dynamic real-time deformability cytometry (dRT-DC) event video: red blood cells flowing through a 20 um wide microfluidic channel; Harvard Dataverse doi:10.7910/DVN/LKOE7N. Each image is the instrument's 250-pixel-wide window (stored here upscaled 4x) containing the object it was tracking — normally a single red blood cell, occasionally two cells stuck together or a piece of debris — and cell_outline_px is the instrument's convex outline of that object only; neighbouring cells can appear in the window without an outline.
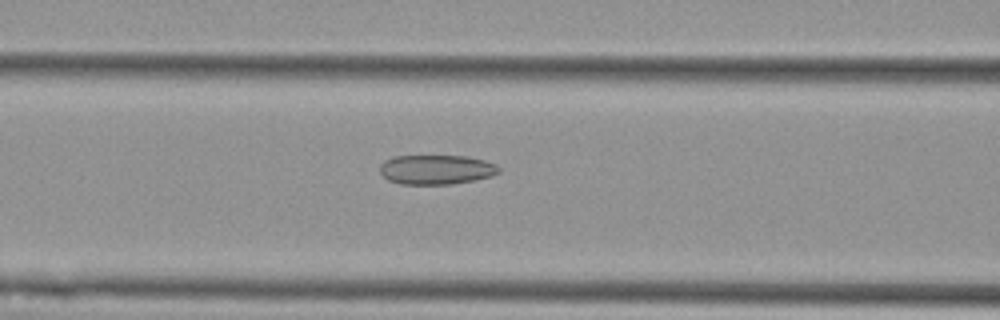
{"species": "Egyptian fruit bat (a non-hibernating species)", "species_latin": "Rousettus aegyptiacus", "temperature_condition": "cold", "stored_images_in_passage": 51, "camera_frame_rate_fps": 3000, "um_per_image_px": 0.085, "animal": {"sex": "female"}, "frame": {"image": 1, "passage_image": 23, "time_ms": 7.333, "image_size_px": [1000, 320], "cell_outline_px": [[500, 172], [492, 176], [452, 184], [400, 184], [388, 180], [380, 172], [380, 164], [384, 160], [396, 156], [468, 156], [484, 160], [496, 164], [500, 168]], "centroid_in_image_um": [37.09, 14.41], "position_along_channel_um": 129.5, "area_um2": 20.52}}
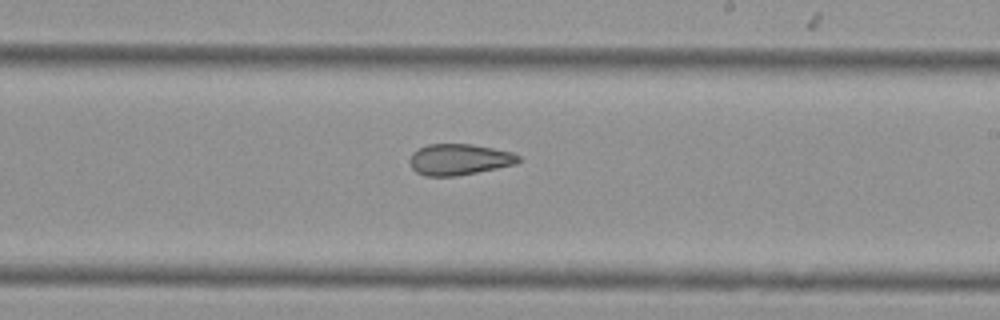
{"frame": {"image": 2, "passage_image": 33, "time_ms": 10.667, "image_size_px": [1000, 320], "cell_outline_px": [[520, 160], [516, 164], [456, 176], [424, 176], [416, 172], [412, 168], [408, 160], [412, 152], [428, 144], [472, 144], [512, 152], [520, 156]], "centroid_in_image_um": [39.0, 13.55], "position_along_channel_um": 250.0, "area_um2": 19.71}}
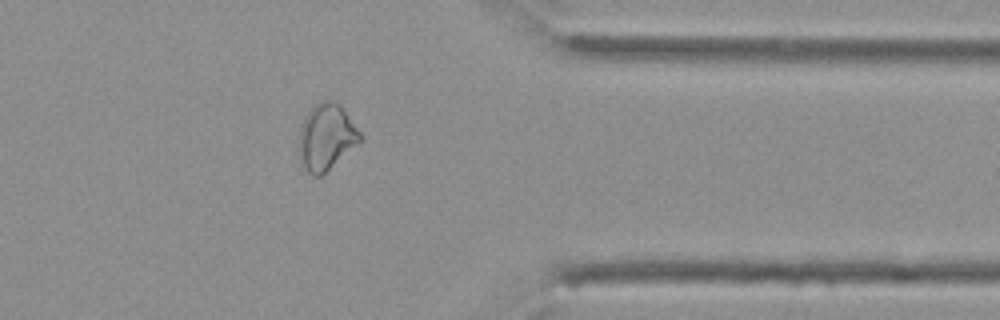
{"frame": {"image": 3, "passage_image": 45, "time_ms": 14.667, "image_size_px": [1000, 320], "cell_outline_px": [[360, 140], [320, 176], [312, 176], [304, 168], [300, 156], [300, 128], [308, 112], [320, 100], [336, 100], [340, 104], [360, 132]], "centroid_in_image_um": [27.72, 11.6], "position_along_channel_um": 383.7, "area_um2": 22.77}, "authors_computed_cell_mechanics": {"area_um2": 23.0622, "velocity_mm_per_s": 3.6252, "shape_relaxation_time_tau1_ms": null, "shape_relaxation_time_tau2_ms": 3.6996, "deformation_change_tau1": null, "deformation_change_tau2": 0.1099}}